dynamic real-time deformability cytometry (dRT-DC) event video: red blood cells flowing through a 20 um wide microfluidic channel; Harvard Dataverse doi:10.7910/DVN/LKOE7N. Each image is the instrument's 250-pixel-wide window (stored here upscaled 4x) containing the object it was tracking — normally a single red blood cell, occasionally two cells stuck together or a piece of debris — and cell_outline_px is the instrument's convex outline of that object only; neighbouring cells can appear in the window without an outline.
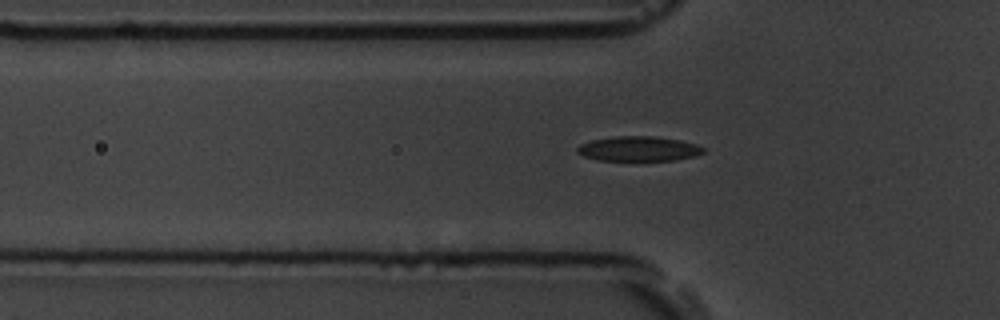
{"species": "common noctule bat (a hibernating species)", "species_latin": "Nyctalus noctula", "temperature_condition": "room temperature", "stored_images_in_passage": 40, "camera_frame_rate_fps": 3000, "um_per_image_px": 0.085, "animal": {"sex": "male", "body_mass_g": 19.5, "forearm_length_mm": 54.6}, "frame": {"image": 1, "passage_image": 5, "time_ms": 1.333, "image_size_px": [1000, 320], "cell_outline_px": [[704, 152], [696, 156], [676, 160], [596, 160], [584, 156], [576, 152], [576, 148], [580, 144], [592, 140], [616, 136], [652, 136], [680, 140], [696, 144], [704, 148]], "centroid_in_image_um": [54.28, 12.64], "position_along_channel_um": 71.5, "area_um2": 18.21}}
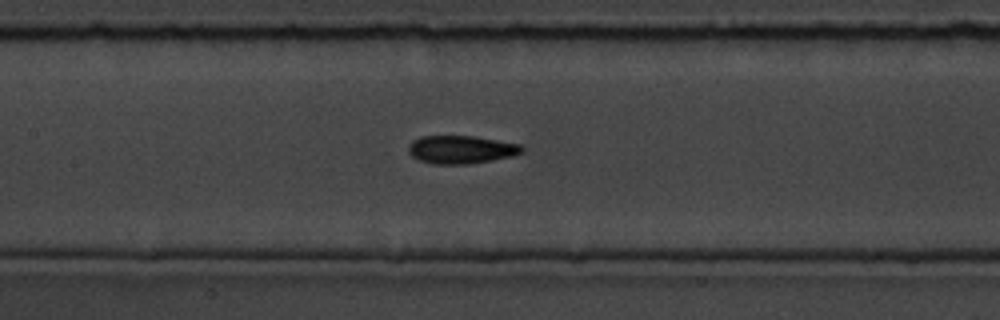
{"frame": {"image": 2, "passage_image": 13, "time_ms": 4.0, "image_size_px": [1000, 320], "cell_outline_px": [[524, 152], [512, 156], [492, 160], [468, 164], [432, 164], [420, 160], [412, 156], [408, 152], [408, 144], [412, 140], [420, 136], [472, 136], [520, 144], [524, 148]], "centroid_in_image_um": [39.17, 12.71], "position_along_channel_um": 168.2, "area_um2": 18.61}}
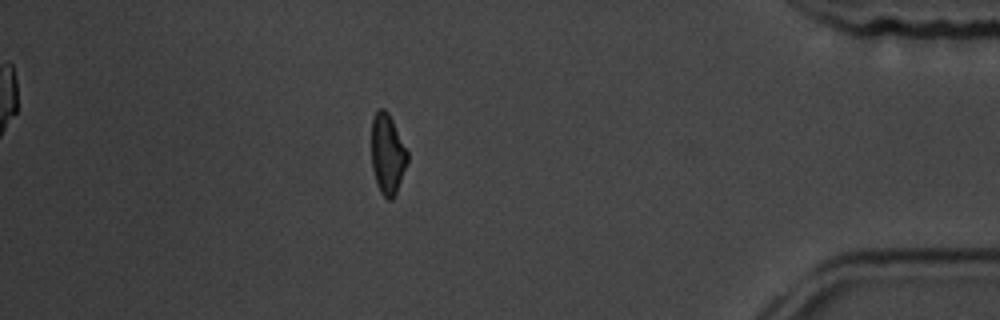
{"frame": {"image": 3, "passage_image": 36, "time_ms": 11.667, "image_size_px": [1000, 320], "cell_outline_px": [[408, 160], [396, 192], [392, 200], [388, 200], [380, 192], [376, 184], [372, 168], [372, 116], [376, 108], [384, 108], [388, 112], [408, 152]], "centroid_in_image_um": [32.92, 13.07], "position_along_channel_um": 402.3, "area_um2": 16.82}}